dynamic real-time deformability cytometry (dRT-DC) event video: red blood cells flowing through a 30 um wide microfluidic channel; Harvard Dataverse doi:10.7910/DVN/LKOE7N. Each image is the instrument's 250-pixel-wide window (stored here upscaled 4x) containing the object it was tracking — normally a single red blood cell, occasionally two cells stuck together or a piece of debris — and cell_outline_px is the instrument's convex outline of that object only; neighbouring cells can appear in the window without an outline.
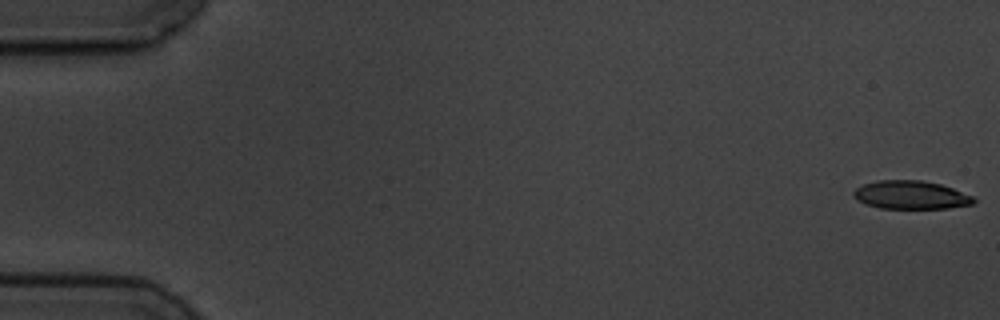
{"species": "common noctule bat (a hibernating species)", "species_latin": "Nyctalus noctula", "temperature_condition": "cold", "stored_images_in_passage": 5, "camera_frame_rate_fps": 3000, "um_per_image_px": 0.085, "animal": {"sex": "male", "body_mass_g": 19.5, "forearm_length_mm": 54.6}, "frame": {"image": 1, "passage_image": 1, "time_ms": 0.0, "image_size_px": [1000, 320], "cell_outline_px": [[976, 200], [972, 204], [948, 208], [880, 208], [864, 204], [856, 200], [852, 192], [856, 188], [864, 184], [876, 180], [920, 180], [940, 184], [952, 188], [972, 196]], "centroid_in_image_um": [77.38, 16.57], "position_along_channel_um": 7.6, "area_um2": 19.77}}
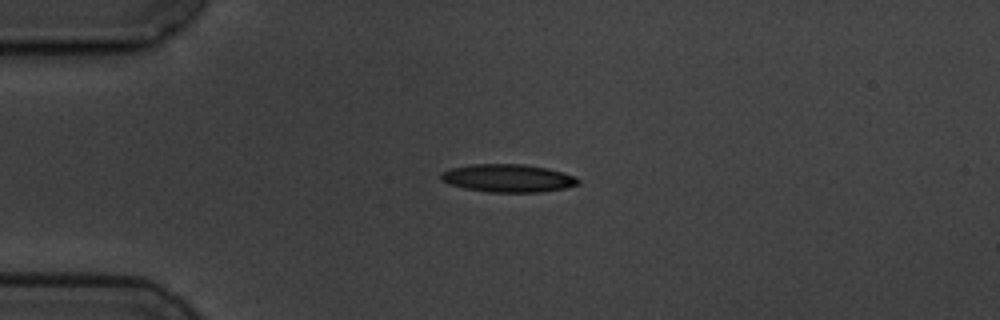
{"frame": {"image": 2, "passage_image": 4, "time_ms": 4.333, "image_size_px": [1000, 320], "cell_outline_px": [[580, 184], [564, 188], [544, 192], [488, 192], [464, 188], [448, 184], [440, 180], [440, 172], [452, 168], [472, 164], [524, 164], [548, 168], [564, 172], [580, 180]], "centroid_in_image_um": [43.16, 15.14], "position_along_channel_um": 41.8, "area_um2": 22.48}}